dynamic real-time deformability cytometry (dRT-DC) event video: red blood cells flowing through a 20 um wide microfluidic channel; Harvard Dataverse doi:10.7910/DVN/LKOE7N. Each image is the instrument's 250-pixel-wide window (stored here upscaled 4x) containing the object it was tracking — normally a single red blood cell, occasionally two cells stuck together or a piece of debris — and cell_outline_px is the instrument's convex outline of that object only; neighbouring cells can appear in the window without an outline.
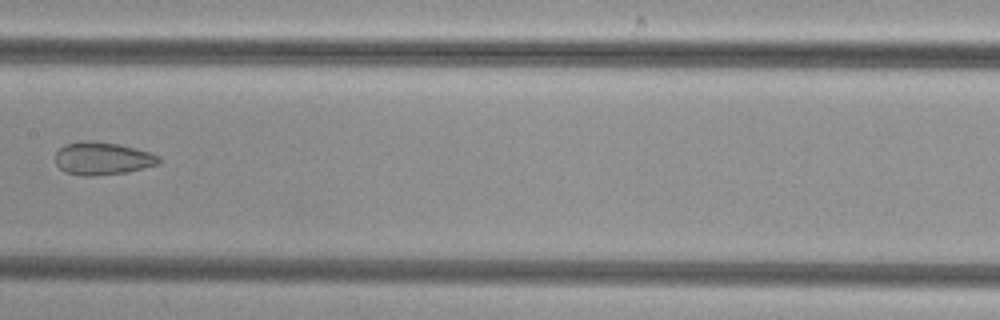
{"species": "common noctule bat (a hibernating species)", "species_latin": "Nyctalus noctula", "temperature_condition": "cold", "stored_images_in_passage": 5, "camera_frame_rate_fps": 3000, "um_per_image_px": 0.085, "animal": {"sex": "female", "body_mass_g": 29.2, "forearm_length_mm": 56.3}, "frame": {"image": 1, "passage_image": 5, "time_ms": 5.667, "image_size_px": [1000, 320], "cell_outline_px": [[164, 160], [160, 164], [128, 172], [92, 176], [80, 176], [64, 172], [56, 164], [56, 152], [64, 144], [80, 140], [88, 140], [120, 144], [148, 152], [160, 156]], "centroid_in_image_um": [8.72, 13.47], "position_along_channel_um": 198.7, "area_um2": 20.11}}